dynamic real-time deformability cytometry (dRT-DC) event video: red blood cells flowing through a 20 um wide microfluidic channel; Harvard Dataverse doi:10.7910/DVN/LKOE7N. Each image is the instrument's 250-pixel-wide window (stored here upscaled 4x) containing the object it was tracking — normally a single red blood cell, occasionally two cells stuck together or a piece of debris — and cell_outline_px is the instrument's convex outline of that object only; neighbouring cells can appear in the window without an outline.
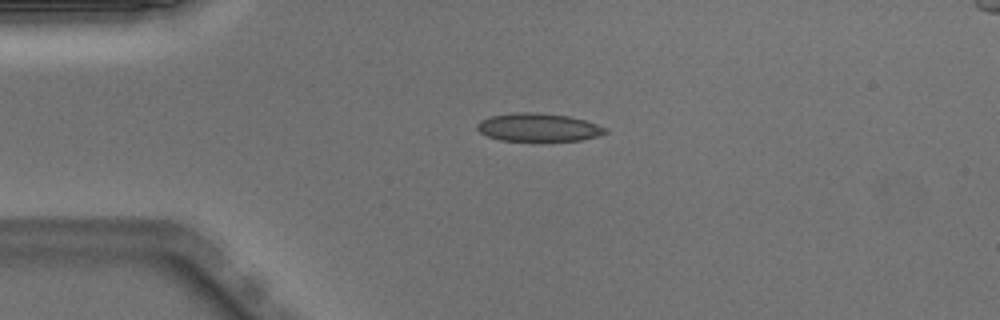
{"species": "Egyptian fruit bat (a non-hibernating species)", "species_latin": "Rousettus aegyptiacus", "temperature_condition": "warm", "stored_images_in_passage": 5, "camera_frame_rate_fps": 3000, "um_per_image_px": 0.085, "animal": {"sex": "male"}, "frame": {"image": 1, "passage_image": 1, "time_ms": 0.0, "image_size_px": [1000, 320], "cell_outline_px": [[608, 132], [596, 136], [580, 140], [500, 140], [488, 136], [480, 132], [476, 128], [476, 124], [480, 120], [492, 116], [516, 112], [536, 112], [568, 116], [584, 120], [608, 128]], "centroid_in_image_um": [45.75, 10.81], "position_along_channel_um": 39.3, "area_um2": 20.75}}